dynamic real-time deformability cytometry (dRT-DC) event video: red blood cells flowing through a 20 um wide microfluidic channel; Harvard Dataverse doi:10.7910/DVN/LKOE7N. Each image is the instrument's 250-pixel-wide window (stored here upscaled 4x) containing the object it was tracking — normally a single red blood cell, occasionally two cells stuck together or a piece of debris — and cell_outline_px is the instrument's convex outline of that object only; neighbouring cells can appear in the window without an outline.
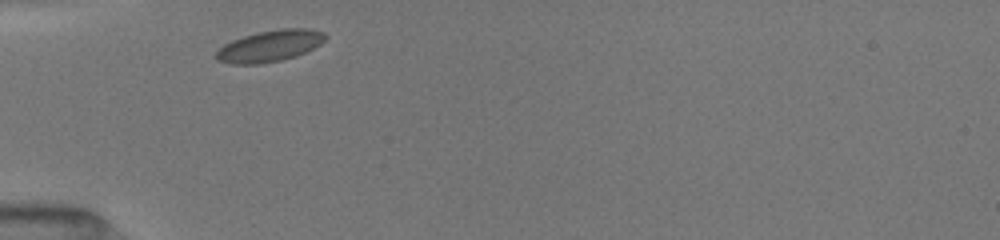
{"species": "common noctule bat (a hibernating species)", "species_latin": "Nyctalus noctula", "temperature_condition": "room temperature", "stored_images_in_passage": 29, "camera_frame_rate_fps": 3000, "um_per_image_px": 0.085, "animal": {"sex": "female", "body_mass_g": 19.5, "forearm_length_mm": 54.1}, "frame": {"image": 1, "passage_image": 1, "time_ms": 0.0, "image_size_px": [1000, 240], "cell_outline_px": [[328, 36], [320, 44], [296, 56], [280, 60], [256, 64], [232, 64], [216, 60], [216, 52], [224, 44], [232, 40], [256, 32], [280, 28], [308, 28], [324, 32]], "centroid_in_image_um": [22.93, 3.89], "position_along_channel_um": 62.1, "area_um2": 19.94}}
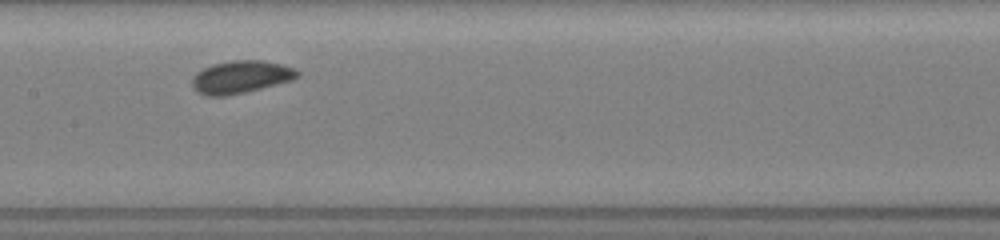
{"frame": {"image": 2, "passage_image": 11, "time_ms": 3.333, "image_size_px": [1000, 240], "cell_outline_px": [[300, 76], [292, 80], [244, 92], [224, 96], [204, 96], [196, 92], [192, 88], [192, 76], [196, 72], [212, 64], [232, 60], [264, 60], [296, 68], [300, 72]], "centroid_in_image_um": [20.44, 6.54], "position_along_channel_um": 187.0, "area_um2": 20.17}}
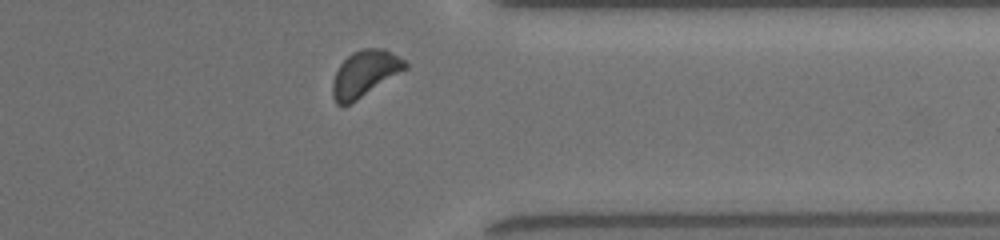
{"frame": {"image": 3, "passage_image": 26, "time_ms": 8.333, "image_size_px": [1000, 240], "cell_outline_px": [[408, 68], [344, 108], [336, 104], [332, 96], [332, 80], [340, 64], [352, 52], [360, 48], [384, 48], [404, 60], [408, 64]], "centroid_in_image_um": [30.98, 6.27], "position_along_channel_um": 380.4, "area_um2": 19.71}, "authors_computed_cell_mechanics": {"area_um2": 19.2474, "velocity_mm_per_s": 3.938, "shape_relaxation_time_tau1_ms": 2.0343, "shape_relaxation_time_tau2_ms": null, "deformation_change_tau1": 0.0603, "deformation_change_tau2": null}}